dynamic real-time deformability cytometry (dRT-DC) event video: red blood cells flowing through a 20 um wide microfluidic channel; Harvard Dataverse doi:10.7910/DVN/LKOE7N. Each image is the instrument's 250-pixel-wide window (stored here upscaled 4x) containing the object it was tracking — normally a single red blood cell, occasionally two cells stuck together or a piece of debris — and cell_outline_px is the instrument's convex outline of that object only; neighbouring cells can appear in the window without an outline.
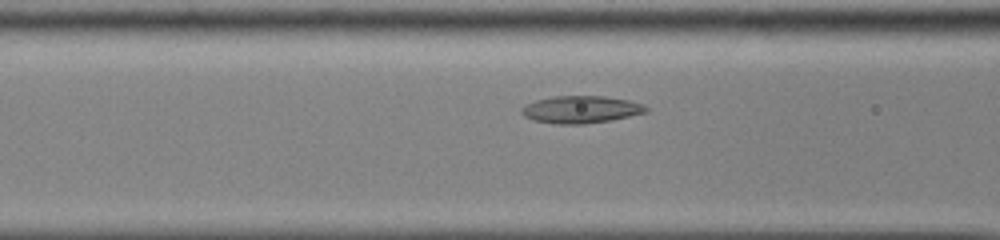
{"species": "common noctule bat (a hibernating species)", "species_latin": "Nyctalus noctula", "temperature_condition": "cold", "stored_images_in_passage": 46, "camera_frame_rate_fps": 3000, "um_per_image_px": 0.085, "animal": {"sex": "male", "body_mass_g": 13.0, "forearm_length_mm": 53.1}, "frame": {"image": 1, "passage_image": 15, "time_ms": 4.667, "image_size_px": [1000, 240], "cell_outline_px": [[648, 112], [612, 120], [584, 124], [556, 124], [532, 120], [524, 116], [520, 112], [520, 108], [524, 104], [536, 100], [552, 96], [604, 96], [628, 100], [644, 104], [648, 108]], "centroid_in_image_um": [49.35, 9.31], "position_along_channel_um": 117.2, "area_um2": 20.06}}
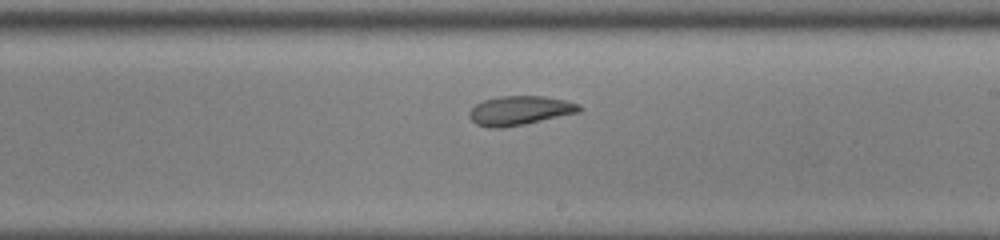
{"frame": {"image": 2, "passage_image": 25, "time_ms": 8.0, "image_size_px": [1000, 240], "cell_outline_px": [[584, 108], [580, 112], [524, 124], [504, 128], [488, 128], [476, 124], [468, 116], [468, 112], [476, 104], [484, 100], [500, 96], [544, 96], [564, 100], [580, 104]], "centroid_in_image_um": [44.18, 9.4], "position_along_channel_um": 244.8, "area_um2": 18.79}}
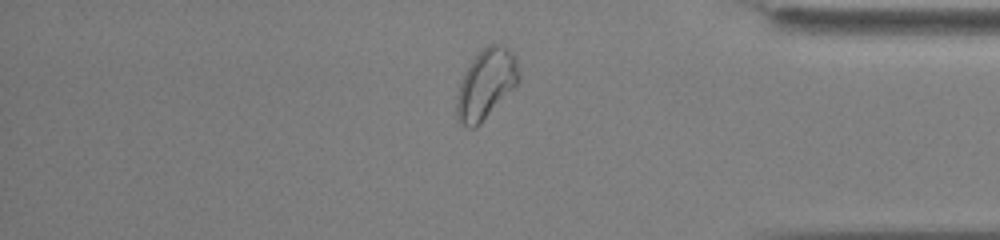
{"frame": {"image": 3, "passage_image": 38, "time_ms": 12.333, "image_size_px": [1000, 240], "cell_outline_px": [[520, 76], [516, 84], [480, 124], [476, 128], [468, 128], [460, 124], [456, 120], [456, 96], [464, 72], [472, 60], [488, 44], [500, 44], [508, 48], [516, 60]], "centroid_in_image_um": [41.27, 7.17], "position_along_channel_um": 393.9, "area_um2": 24.97}, "authors_computed_cell_mechanics": {"area_um2": 20.5479, "velocity_mm_per_s": 3.8326, "shape_relaxation_time_tau1_ms": null, "shape_relaxation_time_tau2_ms": 4.1353, "deformation_change_tau1": null, "deformation_change_tau2": 0.092}}